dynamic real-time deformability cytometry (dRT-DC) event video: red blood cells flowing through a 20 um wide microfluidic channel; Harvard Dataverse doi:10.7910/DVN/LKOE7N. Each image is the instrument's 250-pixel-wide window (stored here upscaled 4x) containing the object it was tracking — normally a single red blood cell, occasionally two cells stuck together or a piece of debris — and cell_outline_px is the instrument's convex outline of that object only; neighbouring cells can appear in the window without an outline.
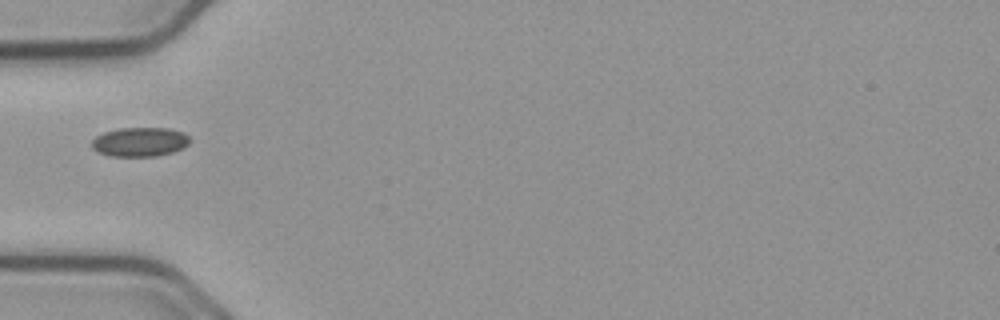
{"species": "common noctule bat (a hibernating species)", "species_latin": "Nyctalus noctula", "temperature_condition": "cold", "stored_images_in_passage": 16, "camera_frame_rate_fps": 3000, "um_per_image_px": 0.085, "animal": {"sex": "male", "body_mass_g": 23.1, "forearm_length_mm": 52.7}, "frame": {"image": 1, "passage_image": 1, "time_ms": 0.0, "image_size_px": [1000, 320], "cell_outline_px": [[188, 144], [172, 152], [156, 156], [112, 156], [100, 152], [92, 148], [92, 140], [96, 136], [104, 132], [120, 128], [168, 128], [184, 132], [188, 136]], "centroid_in_image_um": [11.87, 12.05], "position_along_channel_um": 73.1, "area_um2": 16.47}}
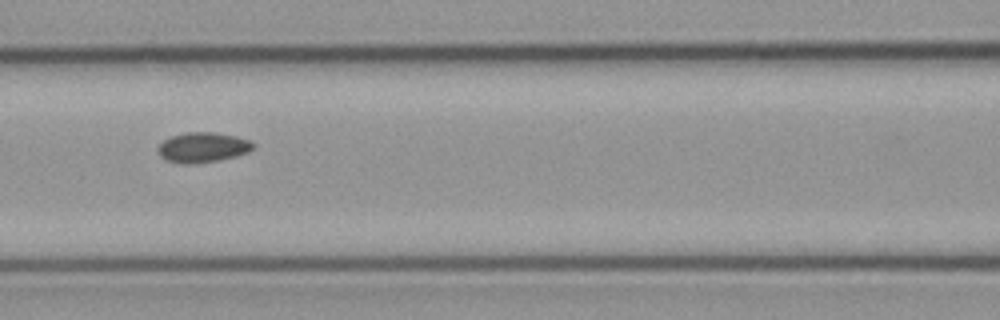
{"frame": {"image": 2, "passage_image": 7, "time_ms": 2.0, "image_size_px": [1000, 320], "cell_outline_px": [[256, 144], [248, 152], [236, 156], [220, 160], [192, 164], [180, 164], [168, 160], [160, 156], [156, 152], [156, 148], [164, 140], [172, 136], [184, 132], [216, 132], [236, 136], [248, 140]], "centroid_in_image_um": [17.21, 12.53], "position_along_channel_um": 149.4, "area_um2": 16.82}}